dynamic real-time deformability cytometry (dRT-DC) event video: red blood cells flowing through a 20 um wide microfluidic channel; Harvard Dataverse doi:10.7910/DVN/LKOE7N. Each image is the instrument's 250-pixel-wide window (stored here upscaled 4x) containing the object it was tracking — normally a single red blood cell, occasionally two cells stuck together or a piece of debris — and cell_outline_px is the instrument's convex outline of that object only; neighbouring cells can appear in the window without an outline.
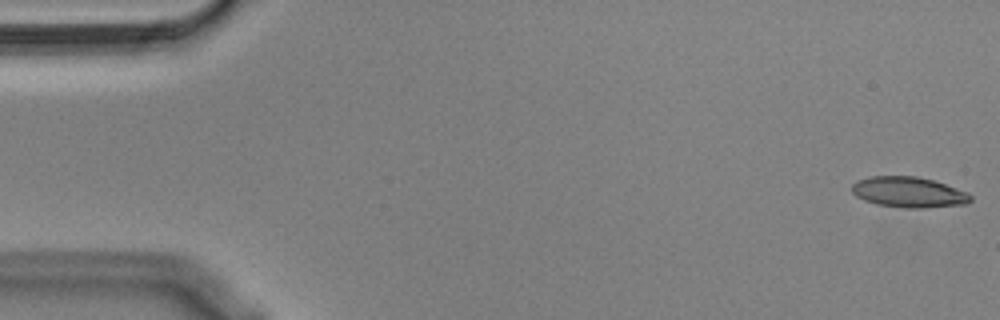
{"species": "Egyptian fruit bat (a non-hibernating species)", "species_latin": "Rousettus aegyptiacus", "temperature_condition": "cold", "stored_images_in_passage": 8, "camera_frame_rate_fps": 3000, "um_per_image_px": 0.085, "animal": {"sex": "male"}, "frame": {"image": 1, "passage_image": 1, "time_ms": 0.0, "image_size_px": [1000, 320], "cell_outline_px": [[972, 200], [968, 204], [924, 208], [904, 208], [876, 204], [864, 200], [856, 196], [852, 192], [852, 184], [856, 180], [872, 176], [916, 176], [932, 180], [968, 192], [972, 196]], "centroid_in_image_um": [77.24, 16.34], "position_along_channel_um": 7.8, "area_um2": 21.27}}